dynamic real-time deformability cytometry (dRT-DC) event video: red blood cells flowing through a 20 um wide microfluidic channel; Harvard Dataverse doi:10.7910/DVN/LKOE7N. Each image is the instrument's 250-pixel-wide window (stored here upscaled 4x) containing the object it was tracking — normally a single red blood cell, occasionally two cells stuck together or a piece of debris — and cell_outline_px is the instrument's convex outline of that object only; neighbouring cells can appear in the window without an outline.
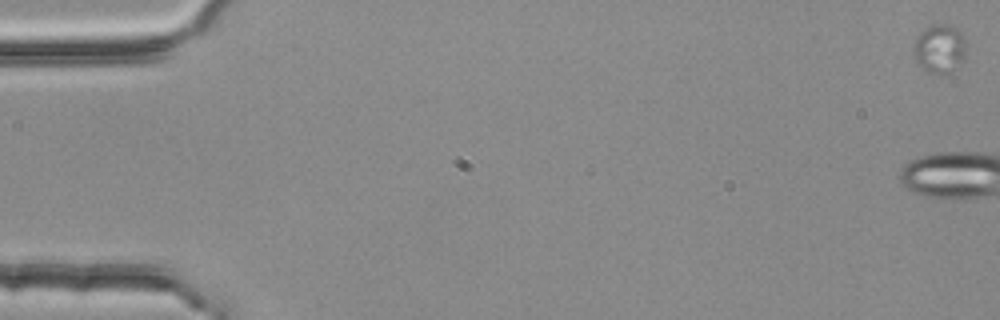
{"species": "common noctule bat (a hibernating species)", "species_latin": "Nyctalus noctula", "temperature_condition": "room temperature", "stored_images_in_passage": 6, "segment_of_instrument_passage": [1, 2], "camera_frame_rate_fps": 3000, "um_per_image_px": 0.085, "animal": {"sex": "female", "body_mass_g": 25.1}, "frame": {"image": 1, "passage_image": 1, "time_ms": 0.0, "image_size_px": [1000, 320], "cell_outline_px": [[964, 60], [952, 72], [940, 76], [928, 72], [916, 64], [912, 52], [912, 44], [916, 36], [924, 28], [932, 24], [948, 24], [956, 28], [964, 36]], "centroid_in_image_um": [79.81, 4.16], "position_along_channel_um": 5.2, "area_um2": 15.49}}